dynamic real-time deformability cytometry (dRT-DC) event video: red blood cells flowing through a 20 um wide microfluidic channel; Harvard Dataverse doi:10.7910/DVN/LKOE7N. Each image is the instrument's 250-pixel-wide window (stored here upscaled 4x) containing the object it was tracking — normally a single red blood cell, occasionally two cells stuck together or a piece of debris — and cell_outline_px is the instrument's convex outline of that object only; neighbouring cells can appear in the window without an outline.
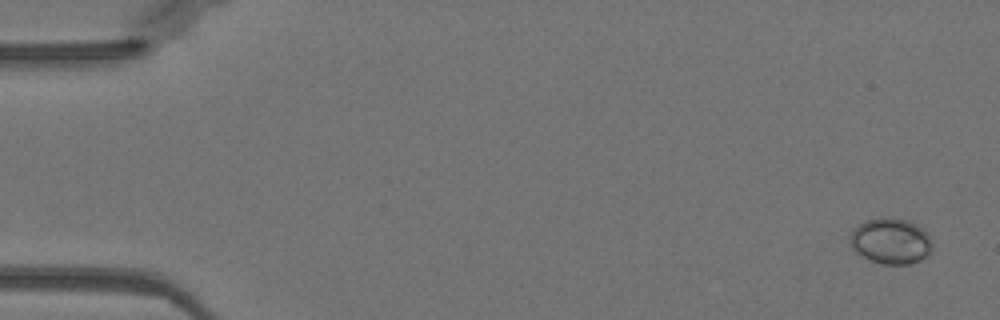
{"species": "Egyptian fruit bat (a non-hibernating species)", "species_latin": "Rousettus aegyptiacus", "temperature_condition": "warm", "stored_images_in_passage": 52, "camera_frame_rate_fps": 3000, "um_per_image_px": 0.085, "animal": {"sex": "female"}, "frame": {"image": 1, "passage_image": 3, "time_ms": 0.667, "image_size_px": [1000, 320], "cell_outline_px": [[932, 252], [928, 256], [920, 260], [908, 264], [884, 264], [872, 260], [856, 252], [852, 248], [852, 228], [864, 220], [880, 216], [884, 216], [908, 220], [916, 224], [932, 240]], "centroid_in_image_um": [75.73, 20.46], "position_along_channel_um": 9.3, "area_um2": 21.96}}
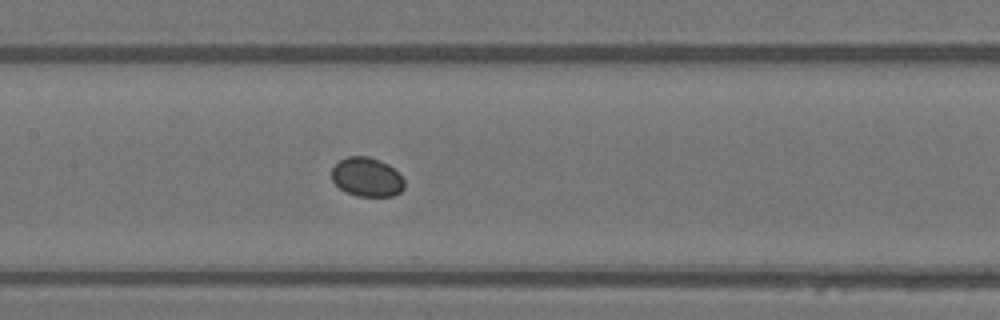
{"frame": {"image": 2, "passage_image": 26, "time_ms": 8.333, "image_size_px": [1000, 320], "cell_outline_px": [[404, 188], [400, 192], [392, 196], [356, 196], [340, 188], [332, 180], [332, 168], [340, 160], [348, 156], [368, 156], [388, 164], [404, 180]], "centroid_in_image_um": [31.17, 15.05], "position_along_channel_um": 176.2, "area_um2": 16.36}}
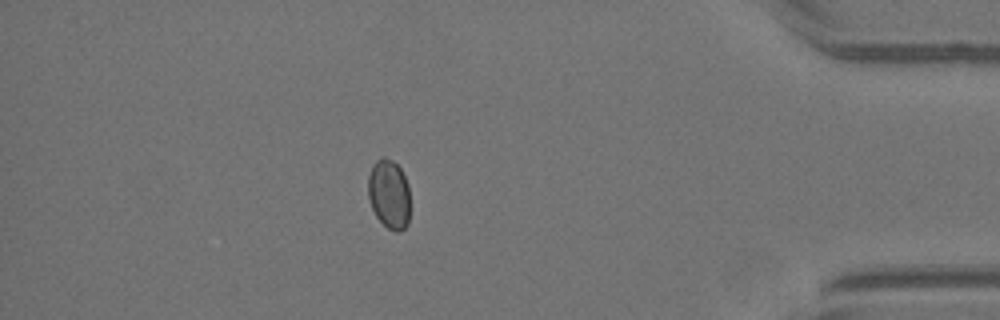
{"frame": {"image": 3, "passage_image": 46, "time_ms": 15.0, "image_size_px": [1000, 320], "cell_outline_px": [[408, 224], [400, 232], [396, 232], [388, 228], [376, 216], [372, 208], [368, 196], [368, 176], [372, 164], [376, 160], [384, 156], [392, 160], [400, 168], [408, 184]], "centroid_in_image_um": [33.05, 16.48], "position_along_channel_um": 402.2, "area_um2": 16.88}}